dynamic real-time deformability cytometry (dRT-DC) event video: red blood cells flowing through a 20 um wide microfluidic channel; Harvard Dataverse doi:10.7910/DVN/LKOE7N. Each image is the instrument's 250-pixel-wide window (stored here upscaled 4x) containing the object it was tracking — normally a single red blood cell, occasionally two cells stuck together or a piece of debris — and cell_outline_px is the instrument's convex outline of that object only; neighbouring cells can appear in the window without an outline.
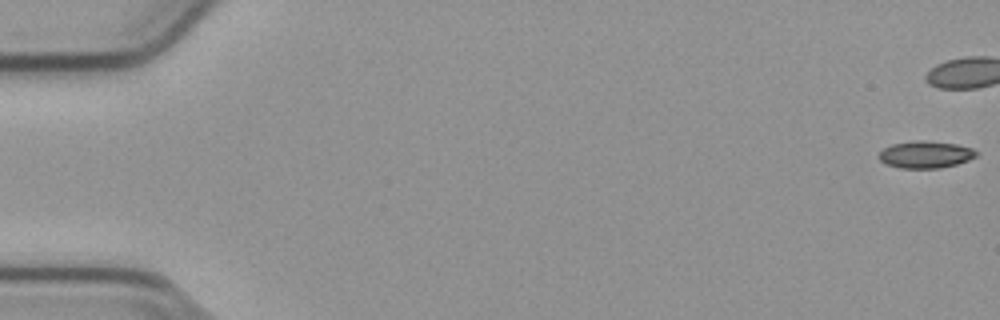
{"species": "common noctule bat (a hibernating species)", "species_latin": "Nyctalus noctula", "temperature_condition": "cold", "stored_images_in_passage": 44, "camera_frame_rate_fps": 3000, "um_per_image_px": 0.085, "animal": {"sex": "male", "body_mass_g": 23.1, "forearm_length_mm": 52.7}, "frame": {"image": 1, "passage_image": 1, "time_ms": 0.0, "image_size_px": [1000, 320], "cell_outline_px": [[980, 152], [976, 156], [968, 160], [956, 164], [940, 168], [900, 168], [884, 164], [880, 160], [880, 152], [884, 148], [892, 144], [916, 140], [924, 140], [956, 144], [972, 148]], "centroid_in_image_um": [78.68, 13.13], "position_along_channel_um": 6.3, "area_um2": 15.37}}